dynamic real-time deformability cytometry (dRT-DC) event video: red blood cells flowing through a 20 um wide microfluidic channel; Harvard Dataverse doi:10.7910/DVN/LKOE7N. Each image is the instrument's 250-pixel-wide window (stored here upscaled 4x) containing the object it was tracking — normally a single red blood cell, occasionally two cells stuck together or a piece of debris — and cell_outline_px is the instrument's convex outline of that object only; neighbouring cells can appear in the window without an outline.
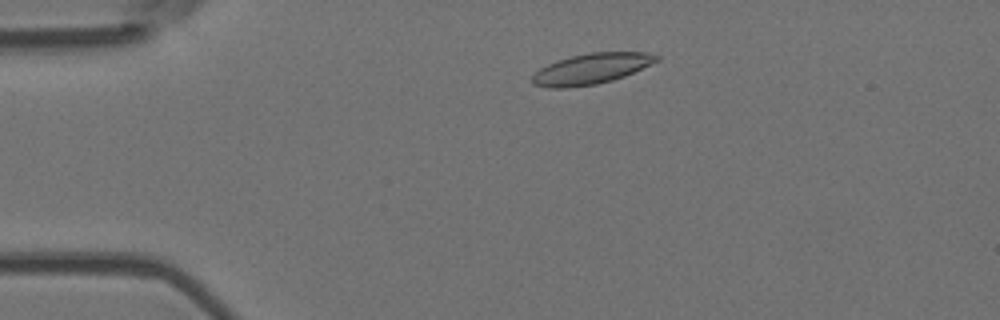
{"species": "Egyptian fruit bat (a non-hibernating species)", "species_latin": "Rousettus aegyptiacus", "temperature_condition": "room temperature", "stored_images_in_passage": 50, "camera_frame_rate_fps": 3000, "um_per_image_px": 0.085, "animal": {"sex": "female"}, "frame": {"image": 1, "passage_image": 7, "time_ms": 2.0, "image_size_px": [1000, 320], "cell_outline_px": [[660, 60], [624, 76], [612, 80], [596, 84], [568, 88], [548, 88], [532, 84], [532, 76], [540, 68], [556, 60], [588, 52], [648, 52], [660, 56]], "centroid_in_image_um": [50.26, 5.84], "position_along_channel_um": 34.7, "area_um2": 22.25}}
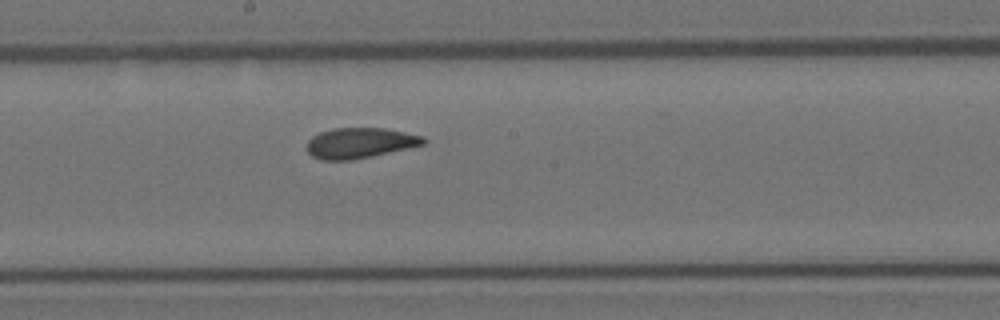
{"frame": {"image": 2, "passage_image": 25, "time_ms": 8.0, "image_size_px": [1000, 320], "cell_outline_px": [[424, 144], [372, 156], [352, 160], [320, 160], [312, 156], [308, 152], [308, 140], [312, 136], [320, 132], [332, 128], [384, 128], [404, 132], [420, 136], [424, 140]], "centroid_in_image_um": [30.52, 12.15], "position_along_channel_um": 217.7, "area_um2": 20.4}}
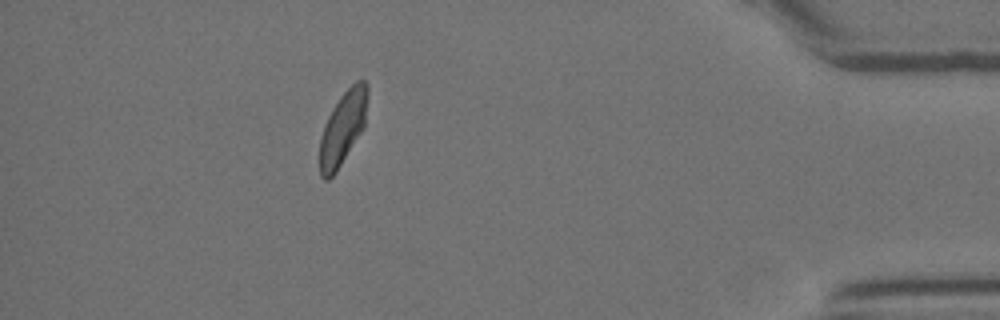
{"frame": {"image": 3, "passage_image": 44, "time_ms": 14.333, "image_size_px": [1000, 320], "cell_outline_px": [[368, 96], [364, 128], [336, 172], [328, 180], [324, 180], [320, 176], [320, 140], [328, 116], [332, 108], [340, 96], [356, 80], [364, 80], [368, 84]], "centroid_in_image_um": [29.16, 10.86], "position_along_channel_um": 406.0, "area_um2": 20.4}, "authors_computed_cell_mechanics": {"area_um2": 21.3571, "velocity_mm_per_s": 3.7567, "shape_relaxation_time_tau1_ms": 6.6315, "shape_relaxation_time_tau2_ms": 1.8795, "deformation_change_tau1": 0.1639, "deformation_change_tau2": 0.0747}}